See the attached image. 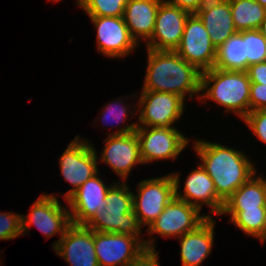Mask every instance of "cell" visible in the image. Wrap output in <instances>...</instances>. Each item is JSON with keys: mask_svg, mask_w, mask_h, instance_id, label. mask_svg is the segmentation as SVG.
Here are the masks:
<instances>
[{"mask_svg": "<svg viewBox=\"0 0 266 266\" xmlns=\"http://www.w3.org/2000/svg\"><path fill=\"white\" fill-rule=\"evenodd\" d=\"M196 14L202 20L216 49L237 32L229 0H208Z\"/></svg>", "mask_w": 266, "mask_h": 266, "instance_id": "obj_19", "label": "cell"}, {"mask_svg": "<svg viewBox=\"0 0 266 266\" xmlns=\"http://www.w3.org/2000/svg\"><path fill=\"white\" fill-rule=\"evenodd\" d=\"M210 83H213L211 87ZM251 81L246 71L220 70L212 68L201 74V92L199 98L216 101L242 119L250 112Z\"/></svg>", "mask_w": 266, "mask_h": 266, "instance_id": "obj_3", "label": "cell"}, {"mask_svg": "<svg viewBox=\"0 0 266 266\" xmlns=\"http://www.w3.org/2000/svg\"><path fill=\"white\" fill-rule=\"evenodd\" d=\"M243 120L247 123L258 139L266 144V110H255L249 112Z\"/></svg>", "mask_w": 266, "mask_h": 266, "instance_id": "obj_29", "label": "cell"}, {"mask_svg": "<svg viewBox=\"0 0 266 266\" xmlns=\"http://www.w3.org/2000/svg\"><path fill=\"white\" fill-rule=\"evenodd\" d=\"M97 28L99 52L108 57H124L138 45L123 17H90Z\"/></svg>", "mask_w": 266, "mask_h": 266, "instance_id": "obj_18", "label": "cell"}, {"mask_svg": "<svg viewBox=\"0 0 266 266\" xmlns=\"http://www.w3.org/2000/svg\"><path fill=\"white\" fill-rule=\"evenodd\" d=\"M214 220L208 218L197 229L177 238L181 243L182 266H199L211 253L214 239Z\"/></svg>", "mask_w": 266, "mask_h": 266, "instance_id": "obj_21", "label": "cell"}, {"mask_svg": "<svg viewBox=\"0 0 266 266\" xmlns=\"http://www.w3.org/2000/svg\"><path fill=\"white\" fill-rule=\"evenodd\" d=\"M56 254L71 266H99L94 247V231L71 224L53 245Z\"/></svg>", "mask_w": 266, "mask_h": 266, "instance_id": "obj_15", "label": "cell"}, {"mask_svg": "<svg viewBox=\"0 0 266 266\" xmlns=\"http://www.w3.org/2000/svg\"><path fill=\"white\" fill-rule=\"evenodd\" d=\"M260 3L266 9V0H255Z\"/></svg>", "mask_w": 266, "mask_h": 266, "instance_id": "obj_36", "label": "cell"}, {"mask_svg": "<svg viewBox=\"0 0 266 266\" xmlns=\"http://www.w3.org/2000/svg\"><path fill=\"white\" fill-rule=\"evenodd\" d=\"M150 128L137 127L135 130L139 140L143 164L159 159L171 158L175 160L189 141L174 127Z\"/></svg>", "mask_w": 266, "mask_h": 266, "instance_id": "obj_12", "label": "cell"}, {"mask_svg": "<svg viewBox=\"0 0 266 266\" xmlns=\"http://www.w3.org/2000/svg\"><path fill=\"white\" fill-rule=\"evenodd\" d=\"M194 147L223 201L256 173L253 163L240 151L200 140H195Z\"/></svg>", "mask_w": 266, "mask_h": 266, "instance_id": "obj_2", "label": "cell"}, {"mask_svg": "<svg viewBox=\"0 0 266 266\" xmlns=\"http://www.w3.org/2000/svg\"><path fill=\"white\" fill-rule=\"evenodd\" d=\"M190 14L162 1L156 15L153 34L147 42V49L175 51L180 45L184 26Z\"/></svg>", "mask_w": 266, "mask_h": 266, "instance_id": "obj_14", "label": "cell"}, {"mask_svg": "<svg viewBox=\"0 0 266 266\" xmlns=\"http://www.w3.org/2000/svg\"><path fill=\"white\" fill-rule=\"evenodd\" d=\"M114 102L111 104H108L105 108L106 111H103V122L106 120H108V118H110V120L113 121H117V122H124V118L126 119L128 114L126 111V108L124 106H120L119 104L121 103V101H119V103ZM114 104V105H113ZM119 120V121H118ZM115 123V122H114Z\"/></svg>", "mask_w": 266, "mask_h": 266, "instance_id": "obj_32", "label": "cell"}, {"mask_svg": "<svg viewBox=\"0 0 266 266\" xmlns=\"http://www.w3.org/2000/svg\"><path fill=\"white\" fill-rule=\"evenodd\" d=\"M260 33L264 36V38L266 39V14H265V18L262 21L259 29Z\"/></svg>", "mask_w": 266, "mask_h": 266, "instance_id": "obj_35", "label": "cell"}, {"mask_svg": "<svg viewBox=\"0 0 266 266\" xmlns=\"http://www.w3.org/2000/svg\"><path fill=\"white\" fill-rule=\"evenodd\" d=\"M22 234L21 215L0 213V239L9 240Z\"/></svg>", "mask_w": 266, "mask_h": 266, "instance_id": "obj_28", "label": "cell"}, {"mask_svg": "<svg viewBox=\"0 0 266 266\" xmlns=\"http://www.w3.org/2000/svg\"><path fill=\"white\" fill-rule=\"evenodd\" d=\"M234 27L237 31L259 29L266 9L255 0H229Z\"/></svg>", "mask_w": 266, "mask_h": 266, "instance_id": "obj_24", "label": "cell"}, {"mask_svg": "<svg viewBox=\"0 0 266 266\" xmlns=\"http://www.w3.org/2000/svg\"><path fill=\"white\" fill-rule=\"evenodd\" d=\"M104 210L96 213L86 225L97 232L119 233L139 237L141 228L133 211V193L123 182L114 184L106 194Z\"/></svg>", "mask_w": 266, "mask_h": 266, "instance_id": "obj_4", "label": "cell"}, {"mask_svg": "<svg viewBox=\"0 0 266 266\" xmlns=\"http://www.w3.org/2000/svg\"><path fill=\"white\" fill-rule=\"evenodd\" d=\"M32 205L30 214L21 215L22 234L34 225L45 237L61 233L60 238H62L66 229L71 225L70 211L66 207L62 208L53 194L40 195Z\"/></svg>", "mask_w": 266, "mask_h": 266, "instance_id": "obj_13", "label": "cell"}, {"mask_svg": "<svg viewBox=\"0 0 266 266\" xmlns=\"http://www.w3.org/2000/svg\"><path fill=\"white\" fill-rule=\"evenodd\" d=\"M80 140V141H79ZM60 170L65 181L74 187L66 192L67 200L83 183L98 173L97 154L92 144L77 135L60 157Z\"/></svg>", "mask_w": 266, "mask_h": 266, "instance_id": "obj_9", "label": "cell"}, {"mask_svg": "<svg viewBox=\"0 0 266 266\" xmlns=\"http://www.w3.org/2000/svg\"><path fill=\"white\" fill-rule=\"evenodd\" d=\"M138 104L142 108L138 127L172 128L184 111V99L167 92L142 91Z\"/></svg>", "mask_w": 266, "mask_h": 266, "instance_id": "obj_11", "label": "cell"}, {"mask_svg": "<svg viewBox=\"0 0 266 266\" xmlns=\"http://www.w3.org/2000/svg\"><path fill=\"white\" fill-rule=\"evenodd\" d=\"M175 196V183L171 174L141 181L138 194L133 193V211L140 225L154 222Z\"/></svg>", "mask_w": 266, "mask_h": 266, "instance_id": "obj_5", "label": "cell"}, {"mask_svg": "<svg viewBox=\"0 0 266 266\" xmlns=\"http://www.w3.org/2000/svg\"><path fill=\"white\" fill-rule=\"evenodd\" d=\"M210 215H200V210L175 196L163 212L150 224L149 234L157 233L165 237L178 238L197 229Z\"/></svg>", "mask_w": 266, "mask_h": 266, "instance_id": "obj_10", "label": "cell"}, {"mask_svg": "<svg viewBox=\"0 0 266 266\" xmlns=\"http://www.w3.org/2000/svg\"><path fill=\"white\" fill-rule=\"evenodd\" d=\"M245 57L250 65L266 61V39L258 29L245 30Z\"/></svg>", "mask_w": 266, "mask_h": 266, "instance_id": "obj_27", "label": "cell"}, {"mask_svg": "<svg viewBox=\"0 0 266 266\" xmlns=\"http://www.w3.org/2000/svg\"><path fill=\"white\" fill-rule=\"evenodd\" d=\"M130 0H78V5L89 17H123Z\"/></svg>", "mask_w": 266, "mask_h": 266, "instance_id": "obj_26", "label": "cell"}, {"mask_svg": "<svg viewBox=\"0 0 266 266\" xmlns=\"http://www.w3.org/2000/svg\"><path fill=\"white\" fill-rule=\"evenodd\" d=\"M252 175L227 200L223 210H259L266 207V179Z\"/></svg>", "mask_w": 266, "mask_h": 266, "instance_id": "obj_22", "label": "cell"}, {"mask_svg": "<svg viewBox=\"0 0 266 266\" xmlns=\"http://www.w3.org/2000/svg\"><path fill=\"white\" fill-rule=\"evenodd\" d=\"M159 254L155 249H144L134 260L127 266H160L158 263Z\"/></svg>", "mask_w": 266, "mask_h": 266, "instance_id": "obj_31", "label": "cell"}, {"mask_svg": "<svg viewBox=\"0 0 266 266\" xmlns=\"http://www.w3.org/2000/svg\"><path fill=\"white\" fill-rule=\"evenodd\" d=\"M162 0H130L124 9L123 19L131 37L149 40L155 28L156 15Z\"/></svg>", "mask_w": 266, "mask_h": 266, "instance_id": "obj_20", "label": "cell"}, {"mask_svg": "<svg viewBox=\"0 0 266 266\" xmlns=\"http://www.w3.org/2000/svg\"><path fill=\"white\" fill-rule=\"evenodd\" d=\"M119 233L94 231V247L99 266H127L145 248L155 249L153 240Z\"/></svg>", "mask_w": 266, "mask_h": 266, "instance_id": "obj_6", "label": "cell"}, {"mask_svg": "<svg viewBox=\"0 0 266 266\" xmlns=\"http://www.w3.org/2000/svg\"><path fill=\"white\" fill-rule=\"evenodd\" d=\"M231 214V222L247 235L266 240V207L259 210H222L221 215Z\"/></svg>", "mask_w": 266, "mask_h": 266, "instance_id": "obj_25", "label": "cell"}, {"mask_svg": "<svg viewBox=\"0 0 266 266\" xmlns=\"http://www.w3.org/2000/svg\"><path fill=\"white\" fill-rule=\"evenodd\" d=\"M172 176L175 183L176 198L195 206L199 210H201L204 203L211 207L212 214L215 213V215H221L224 201L217 195L212 178L201 164L187 176L184 195H181L180 192H178L180 186L179 174H172Z\"/></svg>", "mask_w": 266, "mask_h": 266, "instance_id": "obj_17", "label": "cell"}, {"mask_svg": "<svg viewBox=\"0 0 266 266\" xmlns=\"http://www.w3.org/2000/svg\"><path fill=\"white\" fill-rule=\"evenodd\" d=\"M148 50V66L142 91L167 92L183 99L201 92V74L176 51Z\"/></svg>", "mask_w": 266, "mask_h": 266, "instance_id": "obj_1", "label": "cell"}, {"mask_svg": "<svg viewBox=\"0 0 266 266\" xmlns=\"http://www.w3.org/2000/svg\"><path fill=\"white\" fill-rule=\"evenodd\" d=\"M255 110H266V84L251 83L250 112Z\"/></svg>", "mask_w": 266, "mask_h": 266, "instance_id": "obj_30", "label": "cell"}, {"mask_svg": "<svg viewBox=\"0 0 266 266\" xmlns=\"http://www.w3.org/2000/svg\"><path fill=\"white\" fill-rule=\"evenodd\" d=\"M163 2L196 13L208 0H162Z\"/></svg>", "mask_w": 266, "mask_h": 266, "instance_id": "obj_34", "label": "cell"}, {"mask_svg": "<svg viewBox=\"0 0 266 266\" xmlns=\"http://www.w3.org/2000/svg\"><path fill=\"white\" fill-rule=\"evenodd\" d=\"M175 51L200 72L214 67L216 48L196 13L190 14L187 18L180 45Z\"/></svg>", "mask_w": 266, "mask_h": 266, "instance_id": "obj_7", "label": "cell"}, {"mask_svg": "<svg viewBox=\"0 0 266 266\" xmlns=\"http://www.w3.org/2000/svg\"><path fill=\"white\" fill-rule=\"evenodd\" d=\"M138 124L132 123L109 135L101 160L107 163L123 180L129 176L132 167L143 164L140 155V145L135 132Z\"/></svg>", "mask_w": 266, "mask_h": 266, "instance_id": "obj_8", "label": "cell"}, {"mask_svg": "<svg viewBox=\"0 0 266 266\" xmlns=\"http://www.w3.org/2000/svg\"><path fill=\"white\" fill-rule=\"evenodd\" d=\"M214 68L247 71L245 57V30L237 31L216 49Z\"/></svg>", "mask_w": 266, "mask_h": 266, "instance_id": "obj_23", "label": "cell"}, {"mask_svg": "<svg viewBox=\"0 0 266 266\" xmlns=\"http://www.w3.org/2000/svg\"><path fill=\"white\" fill-rule=\"evenodd\" d=\"M246 72L251 83L266 84V61L250 65Z\"/></svg>", "mask_w": 266, "mask_h": 266, "instance_id": "obj_33", "label": "cell"}, {"mask_svg": "<svg viewBox=\"0 0 266 266\" xmlns=\"http://www.w3.org/2000/svg\"><path fill=\"white\" fill-rule=\"evenodd\" d=\"M99 174L83 183L67 200L71 224L86 226L106 205V194L112 186L104 185Z\"/></svg>", "mask_w": 266, "mask_h": 266, "instance_id": "obj_16", "label": "cell"}]
</instances>
